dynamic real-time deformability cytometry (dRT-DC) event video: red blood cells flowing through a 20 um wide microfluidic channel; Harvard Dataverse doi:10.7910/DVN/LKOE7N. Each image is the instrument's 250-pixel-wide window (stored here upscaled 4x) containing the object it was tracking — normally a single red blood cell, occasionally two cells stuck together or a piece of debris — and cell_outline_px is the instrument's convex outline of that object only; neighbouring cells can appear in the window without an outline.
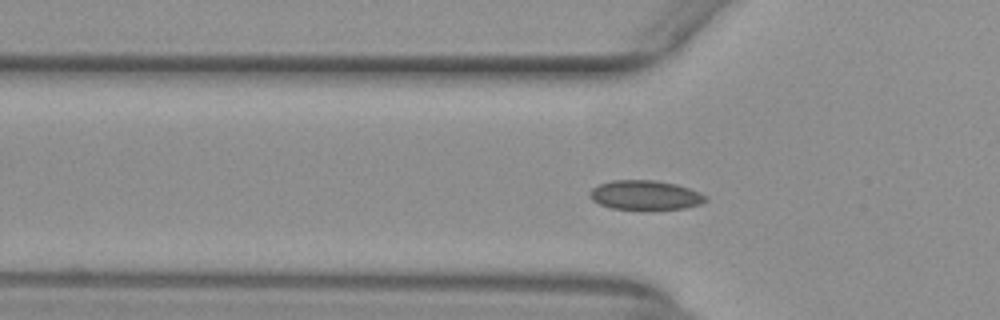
{"species": "common noctule bat (a hibernating species)", "species_latin": "Nyctalus noctula", "temperature_condition": "warm", "stored_images_in_passage": 50, "camera_frame_rate_fps": 3000, "um_per_image_px": 0.085, "animal": {"sex": "female", "body_mass_g": 29.2, "forearm_length_mm": 56.3}, "frame": {"image": 1, "passage_image": 14, "time_ms": 4.333, "image_size_px": [1000, 320], "cell_outline_px": [[708, 200], [700, 204], [684, 208], [612, 208], [600, 204], [592, 200], [588, 196], [588, 192], [592, 188], [600, 184], [612, 180], [656, 180], [676, 184], [700, 192], [708, 196]], "centroid_in_image_um": [54.84, 16.56], "position_along_channel_um": 71.0, "area_um2": 19.59}}
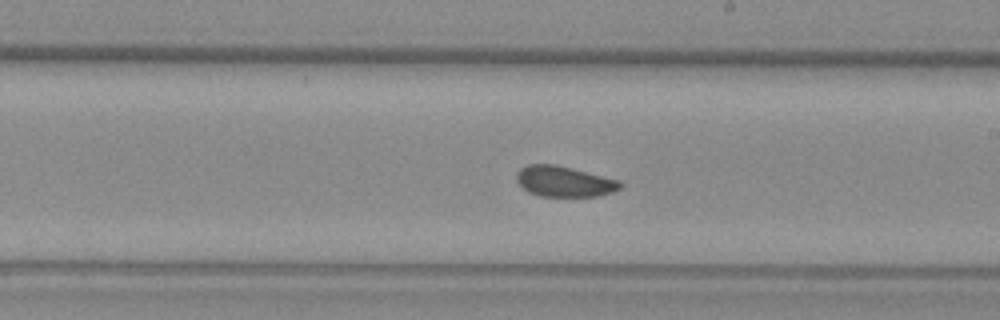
{"frame": {"image": 2, "passage_image": 27, "time_ms": 8.667, "image_size_px": [1000, 320], "cell_outline_px": [[624, 184], [620, 188], [612, 192], [600, 196], [540, 196], [528, 192], [516, 180], [516, 172], [520, 168], [528, 164], [556, 164], [620, 180]], "centroid_in_image_um": [47.96, 15.42], "position_along_channel_um": 241.0, "area_um2": 18.61}}
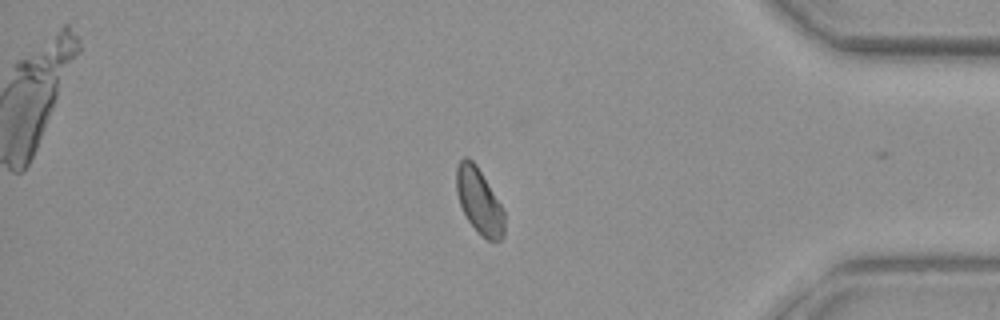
{"frame": {"image": 3, "passage_image": 41, "time_ms": 13.333, "image_size_px": [1000, 320], "cell_outline_px": [[504, 236], [500, 240], [488, 240], [480, 236], [476, 232], [468, 220], [460, 204], [456, 192], [456, 168], [460, 160], [464, 156], [468, 156], [476, 164], [504, 208]], "centroid_in_image_um": [40.73, 17.09], "position_along_channel_um": 394.5, "area_um2": 18.55}}